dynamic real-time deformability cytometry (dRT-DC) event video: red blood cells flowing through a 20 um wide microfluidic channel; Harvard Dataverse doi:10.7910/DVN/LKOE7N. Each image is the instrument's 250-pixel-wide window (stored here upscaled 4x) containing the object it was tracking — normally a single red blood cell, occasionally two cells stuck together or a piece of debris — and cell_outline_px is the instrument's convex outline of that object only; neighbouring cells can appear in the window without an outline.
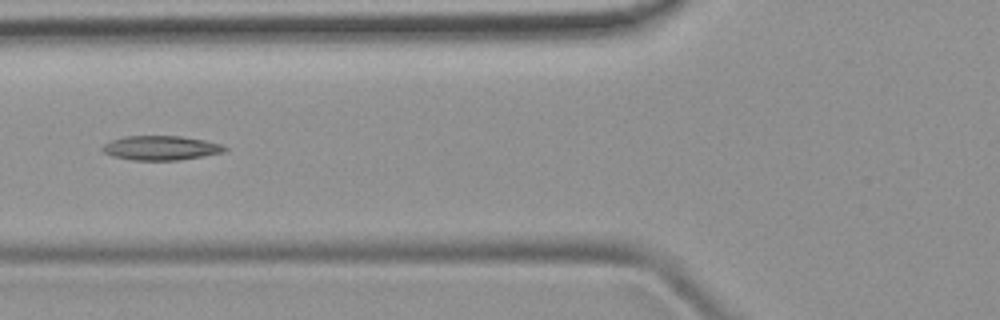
{"species": "common noctule bat (a hibernating species)", "species_latin": "Nyctalus noctula", "temperature_condition": "room temperature", "stored_images_in_passage": 7, "camera_frame_rate_fps": 3000, "um_per_image_px": 0.085, "animal": {"sex": "female", "body_mass_g": 19.9}, "frame": {"image": 1, "passage_image": 6, "time_ms": 5.667, "image_size_px": [1000, 320], "cell_outline_px": [[228, 148], [224, 152], [176, 160], [132, 160], [112, 156], [104, 152], [100, 148], [104, 144], [112, 140], [124, 136], [180, 136], [204, 140], [220, 144]], "centroid_in_image_um": [13.63, 12.57], "position_along_channel_um": 112.2, "area_um2": 17.17}}
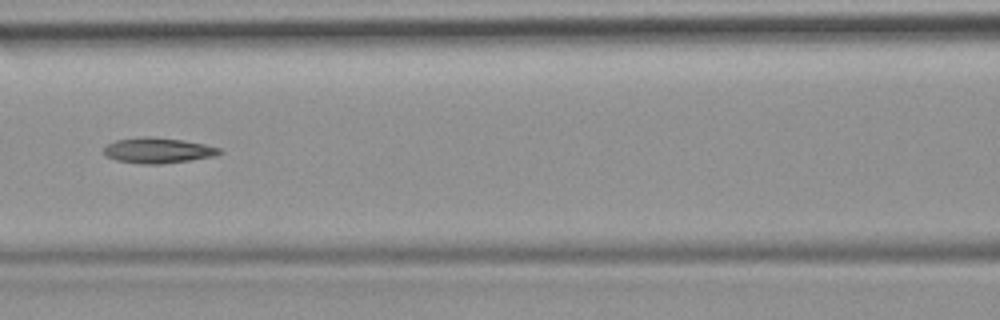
{"frame": {"image": 2, "passage_image": 7, "time_ms": 6.667, "image_size_px": [1000, 320], "cell_outline_px": [[224, 152], [216, 156], [192, 160], [160, 164], [140, 164], [116, 160], [108, 156], [104, 152], [104, 148], [108, 144], [116, 140], [144, 136], [148, 136], [184, 140], [204, 144], [220, 148]], "centroid_in_image_um": [13.47, 12.79], "position_along_channel_um": 153.1, "area_um2": 17.22}}